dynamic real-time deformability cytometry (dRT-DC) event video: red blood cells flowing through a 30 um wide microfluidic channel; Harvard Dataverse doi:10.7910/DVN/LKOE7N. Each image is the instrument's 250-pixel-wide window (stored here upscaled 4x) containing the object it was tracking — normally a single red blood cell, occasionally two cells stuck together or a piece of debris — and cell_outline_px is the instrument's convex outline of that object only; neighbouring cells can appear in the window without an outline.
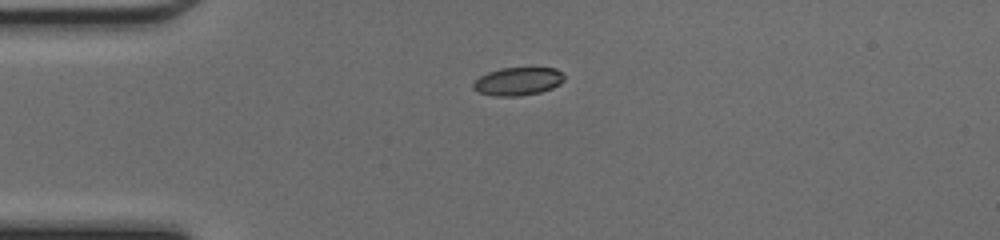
{"species": "common noctule bat (a hibernating species)", "species_latin": "Nyctalus noctula", "temperature_condition": "cold", "stored_images_in_passage": 37, "camera_frame_rate_fps": 3000, "um_per_image_px": 0.085, "animal": {"sex": "female", "body_mass_g": 17.0, "forearm_length_mm": 48.0}, "frame": {"image": 1, "passage_image": 1, "time_ms": 0.0, "image_size_px": [1000, 240], "cell_outline_px": [[564, 80], [560, 84], [552, 88], [540, 92], [516, 96], [492, 96], [480, 92], [472, 88], [472, 84], [480, 76], [488, 72], [500, 68], [556, 68], [564, 76]], "centroid_in_image_um": [44.01, 6.91], "position_along_channel_um": 41.0, "area_um2": 14.8}}
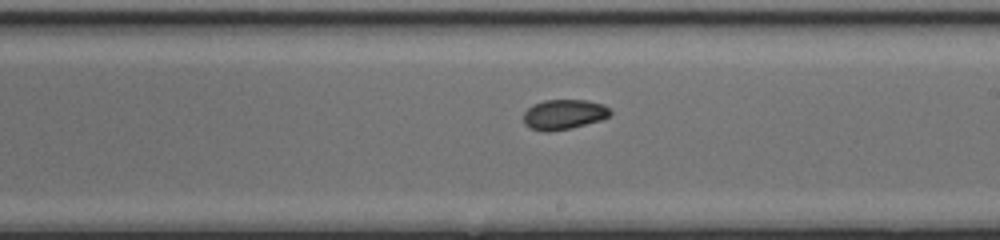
{"frame": {"image": 2, "passage_image": 17, "time_ms": 5.333, "image_size_px": [1000, 240], "cell_outline_px": [[612, 112], [608, 116], [600, 120], [572, 128], [548, 132], [544, 132], [528, 128], [524, 124], [524, 112], [532, 104], [544, 100], [588, 100], [604, 104]], "centroid_in_image_um": [47.9, 9.73], "position_along_channel_um": 241.1, "area_um2": 15.32}}
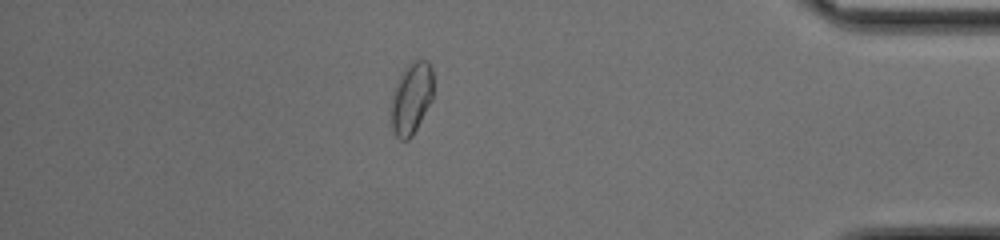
{"frame": {"image": 3, "passage_image": 31, "time_ms": 10.0, "image_size_px": [1000, 240], "cell_outline_px": [[432, 100], [412, 136], [408, 140], [400, 140], [396, 136], [392, 128], [392, 96], [396, 84], [400, 76], [408, 64], [412, 60], [428, 60], [432, 68]], "centroid_in_image_um": [34.98, 8.34], "position_along_channel_um": 400.2, "area_um2": 17.4}, "authors_computed_cell_mechanics": {"area_um2": 15.6638, "velocity_mm_per_s": 4.2662, "shape_relaxation_time_tau1_ms": null, "shape_relaxation_time_tau2_ms": 2.3385, "deformation_change_tau1": null, "deformation_change_tau2": 0.0495}}